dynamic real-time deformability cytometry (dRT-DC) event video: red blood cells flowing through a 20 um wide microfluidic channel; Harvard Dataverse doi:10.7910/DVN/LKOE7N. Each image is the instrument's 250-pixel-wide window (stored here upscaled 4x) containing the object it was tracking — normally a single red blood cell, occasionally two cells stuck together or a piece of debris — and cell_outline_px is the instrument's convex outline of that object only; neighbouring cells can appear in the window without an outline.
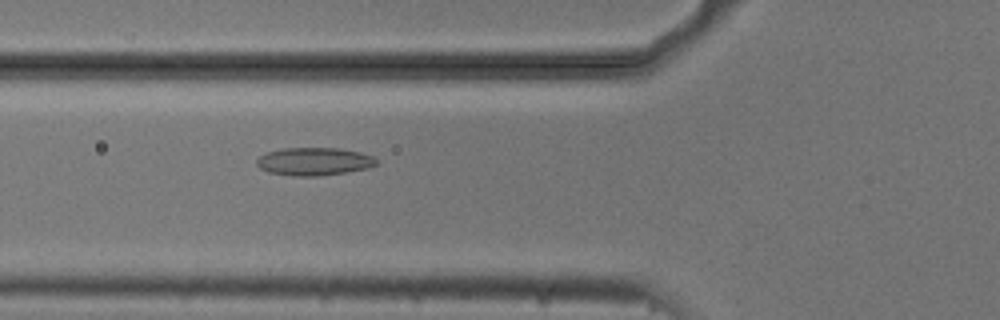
{"species": "common noctule bat (a hibernating species)", "species_latin": "Nyctalus noctula", "temperature_condition": "cold", "stored_images_in_passage": 54, "camera_frame_rate_fps": 3000, "um_per_image_px": 0.085, "animal": {"sex": "male", "body_mass_g": 20.5, "forearm_length_mm": 52.5}, "frame": {"image": 1, "passage_image": 20, "time_ms": 6.333, "image_size_px": [1000, 320], "cell_outline_px": [[380, 164], [368, 168], [320, 176], [292, 176], [268, 172], [260, 168], [256, 164], [256, 160], [260, 156], [268, 152], [284, 148], [340, 148], [360, 152], [372, 156], [380, 160]], "centroid_in_image_um": [26.74, 13.72], "position_along_channel_um": 99.1, "area_um2": 19.59}}
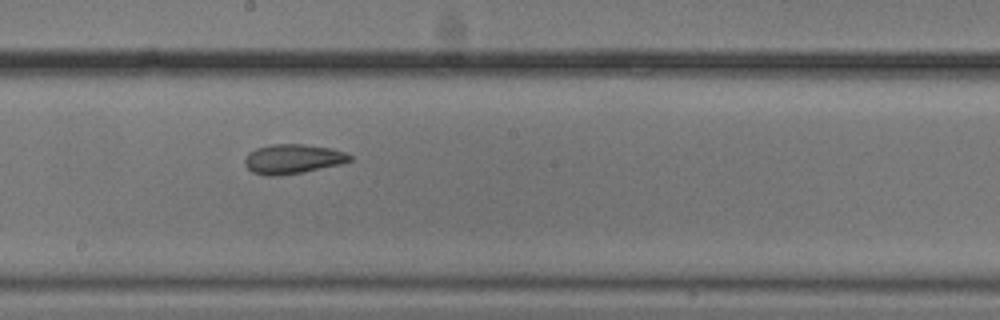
{"frame": {"image": 2, "passage_image": 30, "time_ms": 9.667, "image_size_px": [1000, 320], "cell_outline_px": [[352, 160], [340, 164], [280, 176], [264, 176], [252, 172], [244, 164], [244, 160], [248, 152], [256, 148], [272, 144], [304, 144], [332, 148], [344, 152], [352, 156]], "centroid_in_image_um": [24.85, 13.51], "position_along_channel_um": 223.4, "area_um2": 18.09}}
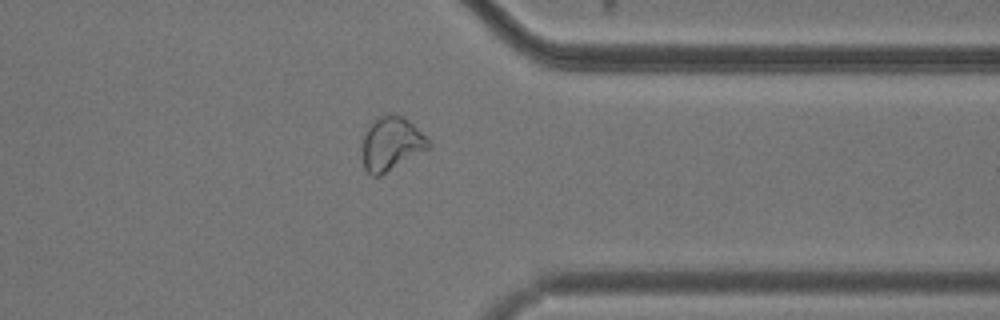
{"frame": {"image": 3, "passage_image": 43, "time_ms": 14.0, "image_size_px": [1000, 320], "cell_outline_px": [[432, 148], [380, 176], [372, 176], [364, 168], [360, 156], [360, 148], [364, 132], [368, 124], [372, 120], [380, 116], [400, 116], [408, 120], [432, 144]], "centroid_in_image_um": [33.21, 12.27], "position_along_channel_um": 378.2, "area_um2": 21.1}, "authors_computed_cell_mechanics": {"area_um2": 20.6057, "velocity_mm_per_s": 3.7095, "shape_relaxation_time_tau1_ms": null, "shape_relaxation_time_tau2_ms": 3.8805, "deformation_change_tau1": null, "deformation_change_tau2": 0.0925}}